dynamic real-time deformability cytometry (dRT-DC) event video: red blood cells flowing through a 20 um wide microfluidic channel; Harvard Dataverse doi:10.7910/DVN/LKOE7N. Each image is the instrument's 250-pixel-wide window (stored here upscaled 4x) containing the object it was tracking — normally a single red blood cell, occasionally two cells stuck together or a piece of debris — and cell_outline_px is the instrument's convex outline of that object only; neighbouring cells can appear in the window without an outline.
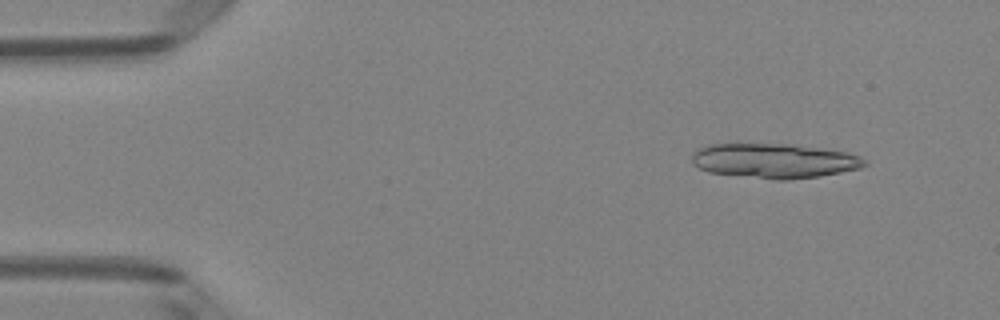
{"species": "Egyptian fruit bat (a non-hibernating species)", "species_latin": "Rousettus aegyptiacus", "temperature_condition": "room temperature", "stored_images_in_passage": 46, "camera_frame_rate_fps": 3000, "um_per_image_px": 0.085, "animal": {"sex": "female"}, "frame": {"image": 1, "passage_image": 1, "time_ms": 0.0, "image_size_px": [1000, 320], "cell_outline_px": [[868, 164], [860, 168], [820, 176], [788, 180], [776, 180], [708, 172], [692, 164], [692, 152], [700, 148], [712, 144], [792, 144], [848, 152], [860, 156]], "centroid_in_image_um": [65.82, 13.67], "position_along_channel_um": 19.2, "area_um2": 34.91}}
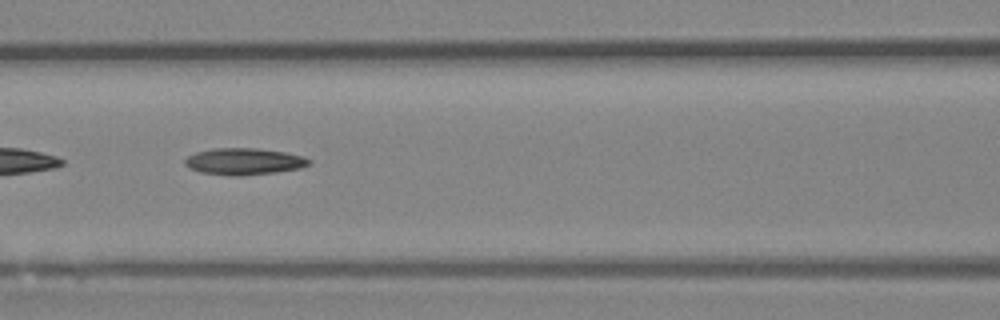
{"frame": {"image": 2, "passage_image": 18, "time_ms": 5.667, "image_size_px": [1000, 320], "cell_outline_px": [[312, 164], [300, 168], [276, 172], [240, 176], [232, 176], [200, 172], [188, 168], [184, 164], [184, 160], [188, 156], [196, 152], [216, 148], [256, 148], [284, 152], [304, 156], [312, 160]], "centroid_in_image_um": [20.76, 13.73], "position_along_channel_um": 145.8, "area_um2": 19.42}}
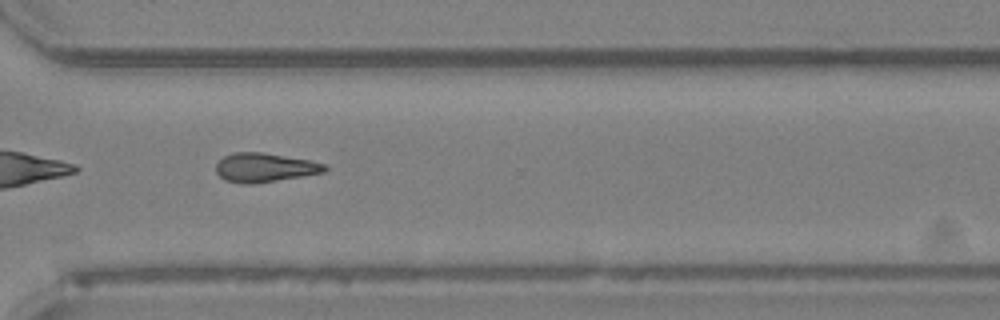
{"frame": {"image": 3, "passage_image": 33, "time_ms": 10.667, "image_size_px": [1000, 320], "cell_outline_px": [[328, 168], [324, 172], [252, 184], [240, 184], [224, 180], [216, 172], [216, 164], [224, 156], [236, 152], [264, 152], [308, 160], [324, 164]], "centroid_in_image_um": [22.45, 14.24], "position_along_channel_um": 348.2, "area_um2": 18.21}}